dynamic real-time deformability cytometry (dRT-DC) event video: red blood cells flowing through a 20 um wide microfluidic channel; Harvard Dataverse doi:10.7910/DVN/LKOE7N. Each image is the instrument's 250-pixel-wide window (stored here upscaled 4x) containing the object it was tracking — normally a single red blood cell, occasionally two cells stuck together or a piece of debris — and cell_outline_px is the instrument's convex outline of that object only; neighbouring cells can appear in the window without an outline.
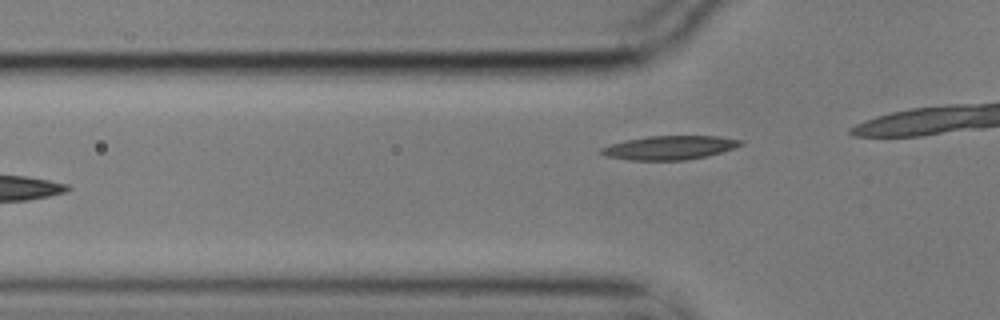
{"species": "common noctule bat (a hibernating species)", "species_latin": "Nyctalus noctula", "temperature_condition": "cold", "stored_images_in_passage": 3, "camera_frame_rate_fps": 3000, "um_per_image_px": 0.085, "animal": {"sex": "male", "body_mass_g": 17.9}, "frame": {"image": 1, "passage_image": 3, "time_ms": 0.667, "image_size_px": [1000, 320], "cell_outline_px": [[744, 144], [736, 148], [708, 156], [684, 160], [628, 160], [608, 156], [600, 152], [600, 148], [624, 140], [648, 136], [720, 136], [744, 140]], "centroid_in_image_um": [56.98, 12.54], "position_along_channel_um": 68.8, "area_um2": 19.48}}